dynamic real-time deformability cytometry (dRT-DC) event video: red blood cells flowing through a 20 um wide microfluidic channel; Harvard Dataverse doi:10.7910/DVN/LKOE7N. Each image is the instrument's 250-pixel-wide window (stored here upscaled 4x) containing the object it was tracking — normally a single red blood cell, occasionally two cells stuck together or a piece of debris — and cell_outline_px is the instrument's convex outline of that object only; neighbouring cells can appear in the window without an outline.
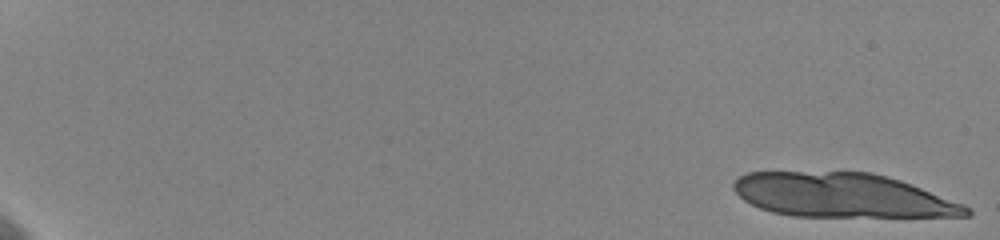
{"species": "human", "species_latin": "Homo sapiens", "temperature_condition": "cold", "stored_images_in_passage": 16, "camera_frame_rate_fps": 3000, "um_per_image_px": 0.085, "donor": {"sex": "female"}, "frame": {"image": 1, "passage_image": 1, "time_ms": 0.0, "image_size_px": [1000, 240], "cell_outline_px": [[972, 216], [792, 216], [772, 212], [760, 208], [744, 200], [732, 188], [732, 184], [740, 176], [748, 172], [872, 172], [900, 180], [912, 184], [964, 204], [972, 212]], "centroid_in_image_um": [71.6, 16.6], "position_along_channel_um": 13.4, "area_um2": 59.59}}